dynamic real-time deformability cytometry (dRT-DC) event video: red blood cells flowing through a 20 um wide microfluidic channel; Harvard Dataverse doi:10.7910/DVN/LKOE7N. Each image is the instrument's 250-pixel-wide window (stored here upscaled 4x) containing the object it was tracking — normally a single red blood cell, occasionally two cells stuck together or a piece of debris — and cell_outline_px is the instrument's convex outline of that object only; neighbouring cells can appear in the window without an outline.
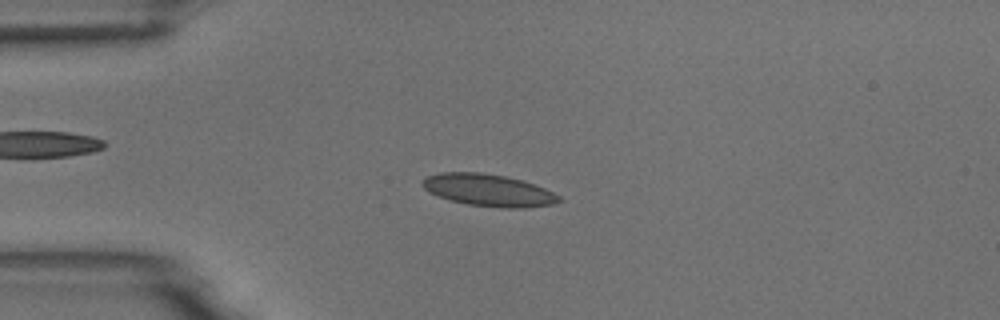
{"species": "common noctule bat (a hibernating species)", "species_latin": "Nyctalus noctula", "temperature_condition": "room temperature", "stored_images_in_passage": 6, "camera_frame_rate_fps": 3000, "um_per_image_px": 0.085, "animal": {"sex": "male", "body_mass_g": 18.8}, "frame": {"image": 1, "passage_image": 2, "time_ms": 0.333, "image_size_px": [1000, 320], "cell_outline_px": [[564, 200], [552, 204], [524, 208], [504, 208], [468, 204], [452, 200], [428, 192], [420, 184], [420, 180], [424, 176], [440, 172], [480, 172], [504, 176], [524, 180], [544, 188], [560, 196]], "centroid_in_image_um": [41.49, 16.15], "position_along_channel_um": 43.5, "area_um2": 25.66}}